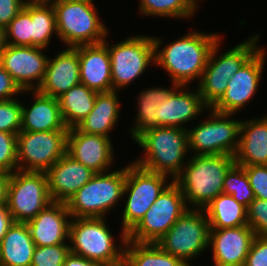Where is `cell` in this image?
<instances>
[{"label": "cell", "instance_id": "1", "mask_svg": "<svg viewBox=\"0 0 267 266\" xmlns=\"http://www.w3.org/2000/svg\"><path fill=\"white\" fill-rule=\"evenodd\" d=\"M220 37L219 33L192 30L165 45L161 37L153 36L155 65L165 70L177 85L189 86L194 80L198 83L210 51Z\"/></svg>", "mask_w": 267, "mask_h": 266}, {"label": "cell", "instance_id": "2", "mask_svg": "<svg viewBox=\"0 0 267 266\" xmlns=\"http://www.w3.org/2000/svg\"><path fill=\"white\" fill-rule=\"evenodd\" d=\"M234 164L235 158L231 155H190L173 179L187 207L203 209L223 193L225 175Z\"/></svg>", "mask_w": 267, "mask_h": 266}, {"label": "cell", "instance_id": "3", "mask_svg": "<svg viewBox=\"0 0 267 266\" xmlns=\"http://www.w3.org/2000/svg\"><path fill=\"white\" fill-rule=\"evenodd\" d=\"M134 141L144 154L133 162L151 172L165 174L171 180L188 161L187 129L158 126L143 132Z\"/></svg>", "mask_w": 267, "mask_h": 266}, {"label": "cell", "instance_id": "4", "mask_svg": "<svg viewBox=\"0 0 267 266\" xmlns=\"http://www.w3.org/2000/svg\"><path fill=\"white\" fill-rule=\"evenodd\" d=\"M260 36L254 34L231 47L220 56L223 36L213 45L206 67L196 84L203 103L211 108L224 94L229 79L262 47L258 46Z\"/></svg>", "mask_w": 267, "mask_h": 266}, {"label": "cell", "instance_id": "5", "mask_svg": "<svg viewBox=\"0 0 267 266\" xmlns=\"http://www.w3.org/2000/svg\"><path fill=\"white\" fill-rule=\"evenodd\" d=\"M109 229L106 218H72L70 252L106 266L123 263L127 234L121 231L118 246Z\"/></svg>", "mask_w": 267, "mask_h": 266}, {"label": "cell", "instance_id": "6", "mask_svg": "<svg viewBox=\"0 0 267 266\" xmlns=\"http://www.w3.org/2000/svg\"><path fill=\"white\" fill-rule=\"evenodd\" d=\"M56 15L59 41L67 47L98 44L111 31L100 20L93 0H49Z\"/></svg>", "mask_w": 267, "mask_h": 266}, {"label": "cell", "instance_id": "7", "mask_svg": "<svg viewBox=\"0 0 267 266\" xmlns=\"http://www.w3.org/2000/svg\"><path fill=\"white\" fill-rule=\"evenodd\" d=\"M126 166L95 173L67 202L72 218H106L123 200ZM110 211V212H109Z\"/></svg>", "mask_w": 267, "mask_h": 266}, {"label": "cell", "instance_id": "8", "mask_svg": "<svg viewBox=\"0 0 267 266\" xmlns=\"http://www.w3.org/2000/svg\"><path fill=\"white\" fill-rule=\"evenodd\" d=\"M170 179L165 174L151 172L134 162L126 166L121 231L128 234L139 223L161 192L173 181Z\"/></svg>", "mask_w": 267, "mask_h": 266}, {"label": "cell", "instance_id": "9", "mask_svg": "<svg viewBox=\"0 0 267 266\" xmlns=\"http://www.w3.org/2000/svg\"><path fill=\"white\" fill-rule=\"evenodd\" d=\"M208 110V119L187 128L189 155L234 156L238 150L242 120L232 118L234 114Z\"/></svg>", "mask_w": 267, "mask_h": 266}, {"label": "cell", "instance_id": "10", "mask_svg": "<svg viewBox=\"0 0 267 266\" xmlns=\"http://www.w3.org/2000/svg\"><path fill=\"white\" fill-rule=\"evenodd\" d=\"M210 225L203 209H187L176 223L156 242L164 251L186 265L207 252Z\"/></svg>", "mask_w": 267, "mask_h": 266}, {"label": "cell", "instance_id": "11", "mask_svg": "<svg viewBox=\"0 0 267 266\" xmlns=\"http://www.w3.org/2000/svg\"><path fill=\"white\" fill-rule=\"evenodd\" d=\"M107 48L111 60L112 90L122 91L142 76L150 65L155 66L153 36L137 34L114 45L107 41Z\"/></svg>", "mask_w": 267, "mask_h": 266}, {"label": "cell", "instance_id": "12", "mask_svg": "<svg viewBox=\"0 0 267 266\" xmlns=\"http://www.w3.org/2000/svg\"><path fill=\"white\" fill-rule=\"evenodd\" d=\"M52 202L46 172L17 169L9 175L6 205L14 222L31 221Z\"/></svg>", "mask_w": 267, "mask_h": 266}, {"label": "cell", "instance_id": "13", "mask_svg": "<svg viewBox=\"0 0 267 266\" xmlns=\"http://www.w3.org/2000/svg\"><path fill=\"white\" fill-rule=\"evenodd\" d=\"M189 209L183 193L172 181L146 211L144 217L127 234V240L138 243H156Z\"/></svg>", "mask_w": 267, "mask_h": 266}, {"label": "cell", "instance_id": "14", "mask_svg": "<svg viewBox=\"0 0 267 266\" xmlns=\"http://www.w3.org/2000/svg\"><path fill=\"white\" fill-rule=\"evenodd\" d=\"M68 130L20 131L17 134L18 170L47 172L66 154Z\"/></svg>", "mask_w": 267, "mask_h": 266}, {"label": "cell", "instance_id": "15", "mask_svg": "<svg viewBox=\"0 0 267 266\" xmlns=\"http://www.w3.org/2000/svg\"><path fill=\"white\" fill-rule=\"evenodd\" d=\"M265 47H261L230 79L223 96L211 107L219 113H239L256 96L266 66Z\"/></svg>", "mask_w": 267, "mask_h": 266}, {"label": "cell", "instance_id": "16", "mask_svg": "<svg viewBox=\"0 0 267 266\" xmlns=\"http://www.w3.org/2000/svg\"><path fill=\"white\" fill-rule=\"evenodd\" d=\"M45 50L33 46L6 45L0 54V65L22 91L37 90L45 77L49 59Z\"/></svg>", "mask_w": 267, "mask_h": 266}, {"label": "cell", "instance_id": "17", "mask_svg": "<svg viewBox=\"0 0 267 266\" xmlns=\"http://www.w3.org/2000/svg\"><path fill=\"white\" fill-rule=\"evenodd\" d=\"M111 139L71 128L67 134L66 153L95 173L107 172L115 163L116 155Z\"/></svg>", "mask_w": 267, "mask_h": 266}, {"label": "cell", "instance_id": "18", "mask_svg": "<svg viewBox=\"0 0 267 266\" xmlns=\"http://www.w3.org/2000/svg\"><path fill=\"white\" fill-rule=\"evenodd\" d=\"M256 233L248 226L210 229L212 265L243 266Z\"/></svg>", "mask_w": 267, "mask_h": 266}, {"label": "cell", "instance_id": "19", "mask_svg": "<svg viewBox=\"0 0 267 266\" xmlns=\"http://www.w3.org/2000/svg\"><path fill=\"white\" fill-rule=\"evenodd\" d=\"M189 89V86L179 85L167 98L158 106L157 127H178L187 129V123L199 118V115L206 112L208 107L203 103L197 88Z\"/></svg>", "mask_w": 267, "mask_h": 266}, {"label": "cell", "instance_id": "20", "mask_svg": "<svg viewBox=\"0 0 267 266\" xmlns=\"http://www.w3.org/2000/svg\"><path fill=\"white\" fill-rule=\"evenodd\" d=\"M71 220L66 203L52 202L26 224L36 246H54L69 244Z\"/></svg>", "mask_w": 267, "mask_h": 266}, {"label": "cell", "instance_id": "21", "mask_svg": "<svg viewBox=\"0 0 267 266\" xmlns=\"http://www.w3.org/2000/svg\"><path fill=\"white\" fill-rule=\"evenodd\" d=\"M98 44L73 47L78 52L81 84L96 92L112 91L111 60L107 38Z\"/></svg>", "mask_w": 267, "mask_h": 266}, {"label": "cell", "instance_id": "22", "mask_svg": "<svg viewBox=\"0 0 267 266\" xmlns=\"http://www.w3.org/2000/svg\"><path fill=\"white\" fill-rule=\"evenodd\" d=\"M64 49L49 57L45 77L37 89L41 94L58 98L81 83L78 52L73 47Z\"/></svg>", "mask_w": 267, "mask_h": 266}, {"label": "cell", "instance_id": "23", "mask_svg": "<svg viewBox=\"0 0 267 266\" xmlns=\"http://www.w3.org/2000/svg\"><path fill=\"white\" fill-rule=\"evenodd\" d=\"M94 174L66 153L46 172L50 197L53 202L66 203Z\"/></svg>", "mask_w": 267, "mask_h": 266}, {"label": "cell", "instance_id": "24", "mask_svg": "<svg viewBox=\"0 0 267 266\" xmlns=\"http://www.w3.org/2000/svg\"><path fill=\"white\" fill-rule=\"evenodd\" d=\"M34 96L28 107L22 101L21 131L69 130L63 122L57 98L41 94L38 90H25Z\"/></svg>", "mask_w": 267, "mask_h": 266}, {"label": "cell", "instance_id": "25", "mask_svg": "<svg viewBox=\"0 0 267 266\" xmlns=\"http://www.w3.org/2000/svg\"><path fill=\"white\" fill-rule=\"evenodd\" d=\"M234 158L239 166L267 165V114L260 118H242Z\"/></svg>", "mask_w": 267, "mask_h": 266}, {"label": "cell", "instance_id": "26", "mask_svg": "<svg viewBox=\"0 0 267 266\" xmlns=\"http://www.w3.org/2000/svg\"><path fill=\"white\" fill-rule=\"evenodd\" d=\"M118 92H98L93 109L75 128L81 132L110 138L109 133L117 126L122 112Z\"/></svg>", "mask_w": 267, "mask_h": 266}, {"label": "cell", "instance_id": "27", "mask_svg": "<svg viewBox=\"0 0 267 266\" xmlns=\"http://www.w3.org/2000/svg\"><path fill=\"white\" fill-rule=\"evenodd\" d=\"M174 82H171V88L164 86H151L144 88L137 95V103L135 118L133 125L128 129L129 136L133 141L143 132L157 127L158 106L166 101L168 96L178 87Z\"/></svg>", "mask_w": 267, "mask_h": 266}, {"label": "cell", "instance_id": "28", "mask_svg": "<svg viewBox=\"0 0 267 266\" xmlns=\"http://www.w3.org/2000/svg\"><path fill=\"white\" fill-rule=\"evenodd\" d=\"M35 247L27 224L14 222L0 243V266H31Z\"/></svg>", "mask_w": 267, "mask_h": 266}, {"label": "cell", "instance_id": "29", "mask_svg": "<svg viewBox=\"0 0 267 266\" xmlns=\"http://www.w3.org/2000/svg\"><path fill=\"white\" fill-rule=\"evenodd\" d=\"M203 210L210 229L236 228L248 225L247 208L238 203L232 195L219 194Z\"/></svg>", "mask_w": 267, "mask_h": 266}, {"label": "cell", "instance_id": "30", "mask_svg": "<svg viewBox=\"0 0 267 266\" xmlns=\"http://www.w3.org/2000/svg\"><path fill=\"white\" fill-rule=\"evenodd\" d=\"M97 93L80 83L57 98L64 125L68 129L75 128L91 112Z\"/></svg>", "mask_w": 267, "mask_h": 266}, {"label": "cell", "instance_id": "31", "mask_svg": "<svg viewBox=\"0 0 267 266\" xmlns=\"http://www.w3.org/2000/svg\"><path fill=\"white\" fill-rule=\"evenodd\" d=\"M123 262L127 266H188L181 259L164 252L156 243L127 240Z\"/></svg>", "mask_w": 267, "mask_h": 266}, {"label": "cell", "instance_id": "32", "mask_svg": "<svg viewBox=\"0 0 267 266\" xmlns=\"http://www.w3.org/2000/svg\"><path fill=\"white\" fill-rule=\"evenodd\" d=\"M31 46L48 48L53 36L59 39L56 15L49 1H31Z\"/></svg>", "mask_w": 267, "mask_h": 266}, {"label": "cell", "instance_id": "33", "mask_svg": "<svg viewBox=\"0 0 267 266\" xmlns=\"http://www.w3.org/2000/svg\"><path fill=\"white\" fill-rule=\"evenodd\" d=\"M141 16L191 19L196 14L199 4L194 0H139ZM191 17V18H190Z\"/></svg>", "mask_w": 267, "mask_h": 266}, {"label": "cell", "instance_id": "34", "mask_svg": "<svg viewBox=\"0 0 267 266\" xmlns=\"http://www.w3.org/2000/svg\"><path fill=\"white\" fill-rule=\"evenodd\" d=\"M223 193L232 195L238 203L246 208L255 199L248 176L242 166L234 164L228 170L224 179Z\"/></svg>", "mask_w": 267, "mask_h": 266}, {"label": "cell", "instance_id": "35", "mask_svg": "<svg viewBox=\"0 0 267 266\" xmlns=\"http://www.w3.org/2000/svg\"><path fill=\"white\" fill-rule=\"evenodd\" d=\"M5 34L7 45L31 46V1H27L22 10L11 20L5 28Z\"/></svg>", "mask_w": 267, "mask_h": 266}, {"label": "cell", "instance_id": "36", "mask_svg": "<svg viewBox=\"0 0 267 266\" xmlns=\"http://www.w3.org/2000/svg\"><path fill=\"white\" fill-rule=\"evenodd\" d=\"M22 101L0 100V131L18 134L21 131Z\"/></svg>", "mask_w": 267, "mask_h": 266}, {"label": "cell", "instance_id": "37", "mask_svg": "<svg viewBox=\"0 0 267 266\" xmlns=\"http://www.w3.org/2000/svg\"><path fill=\"white\" fill-rule=\"evenodd\" d=\"M69 253V244L36 246L31 266H63Z\"/></svg>", "mask_w": 267, "mask_h": 266}, {"label": "cell", "instance_id": "38", "mask_svg": "<svg viewBox=\"0 0 267 266\" xmlns=\"http://www.w3.org/2000/svg\"><path fill=\"white\" fill-rule=\"evenodd\" d=\"M17 169V135L0 131V173L10 175Z\"/></svg>", "mask_w": 267, "mask_h": 266}, {"label": "cell", "instance_id": "39", "mask_svg": "<svg viewBox=\"0 0 267 266\" xmlns=\"http://www.w3.org/2000/svg\"><path fill=\"white\" fill-rule=\"evenodd\" d=\"M248 226L259 236H267V200L255 198L247 208Z\"/></svg>", "mask_w": 267, "mask_h": 266}, {"label": "cell", "instance_id": "40", "mask_svg": "<svg viewBox=\"0 0 267 266\" xmlns=\"http://www.w3.org/2000/svg\"><path fill=\"white\" fill-rule=\"evenodd\" d=\"M242 167L246 171L255 198L267 200V165Z\"/></svg>", "mask_w": 267, "mask_h": 266}, {"label": "cell", "instance_id": "41", "mask_svg": "<svg viewBox=\"0 0 267 266\" xmlns=\"http://www.w3.org/2000/svg\"><path fill=\"white\" fill-rule=\"evenodd\" d=\"M243 266H267V236L256 235Z\"/></svg>", "mask_w": 267, "mask_h": 266}, {"label": "cell", "instance_id": "42", "mask_svg": "<svg viewBox=\"0 0 267 266\" xmlns=\"http://www.w3.org/2000/svg\"><path fill=\"white\" fill-rule=\"evenodd\" d=\"M23 93L12 76L0 65V100L15 99L18 94Z\"/></svg>", "mask_w": 267, "mask_h": 266}, {"label": "cell", "instance_id": "43", "mask_svg": "<svg viewBox=\"0 0 267 266\" xmlns=\"http://www.w3.org/2000/svg\"><path fill=\"white\" fill-rule=\"evenodd\" d=\"M27 0H0V26L6 28Z\"/></svg>", "mask_w": 267, "mask_h": 266}, {"label": "cell", "instance_id": "44", "mask_svg": "<svg viewBox=\"0 0 267 266\" xmlns=\"http://www.w3.org/2000/svg\"><path fill=\"white\" fill-rule=\"evenodd\" d=\"M13 223L14 220L8 210L7 205H0V243L2 242V239L7 233V230L11 227Z\"/></svg>", "mask_w": 267, "mask_h": 266}, {"label": "cell", "instance_id": "45", "mask_svg": "<svg viewBox=\"0 0 267 266\" xmlns=\"http://www.w3.org/2000/svg\"><path fill=\"white\" fill-rule=\"evenodd\" d=\"M63 266H106L99 262L88 260L74 253H69L65 259Z\"/></svg>", "mask_w": 267, "mask_h": 266}, {"label": "cell", "instance_id": "46", "mask_svg": "<svg viewBox=\"0 0 267 266\" xmlns=\"http://www.w3.org/2000/svg\"><path fill=\"white\" fill-rule=\"evenodd\" d=\"M9 175L0 173V205L6 204Z\"/></svg>", "mask_w": 267, "mask_h": 266}, {"label": "cell", "instance_id": "47", "mask_svg": "<svg viewBox=\"0 0 267 266\" xmlns=\"http://www.w3.org/2000/svg\"><path fill=\"white\" fill-rule=\"evenodd\" d=\"M6 34L5 28L0 26V54L4 51L6 47Z\"/></svg>", "mask_w": 267, "mask_h": 266}, {"label": "cell", "instance_id": "48", "mask_svg": "<svg viewBox=\"0 0 267 266\" xmlns=\"http://www.w3.org/2000/svg\"><path fill=\"white\" fill-rule=\"evenodd\" d=\"M115 266H127L124 262Z\"/></svg>", "mask_w": 267, "mask_h": 266}, {"label": "cell", "instance_id": "49", "mask_svg": "<svg viewBox=\"0 0 267 266\" xmlns=\"http://www.w3.org/2000/svg\"><path fill=\"white\" fill-rule=\"evenodd\" d=\"M27 1H49V0H27Z\"/></svg>", "mask_w": 267, "mask_h": 266}]
</instances>
